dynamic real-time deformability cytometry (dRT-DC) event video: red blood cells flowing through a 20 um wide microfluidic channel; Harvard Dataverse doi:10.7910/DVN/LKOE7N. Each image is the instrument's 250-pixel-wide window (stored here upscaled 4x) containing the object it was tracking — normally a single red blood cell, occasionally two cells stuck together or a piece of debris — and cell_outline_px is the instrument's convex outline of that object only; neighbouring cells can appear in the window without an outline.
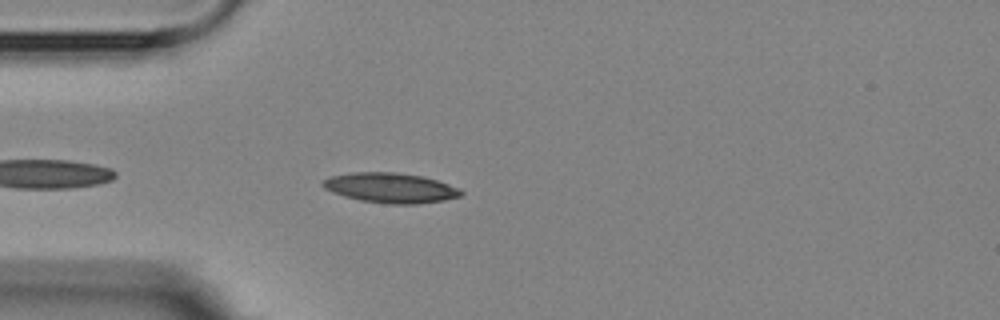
{"species": "Egyptian fruit bat (a non-hibernating species)", "species_latin": "Rousettus aegyptiacus", "temperature_condition": "room temperature", "stored_images_in_passage": 3, "camera_frame_rate_fps": 3000, "um_per_image_px": 0.085, "animal": {"sex": "female"}, "frame": {"image": 1, "passage_image": 3, "time_ms": 3.333, "image_size_px": [1000, 320], "cell_outline_px": [[464, 192], [460, 196], [444, 200], [416, 204], [384, 204], [360, 200], [344, 196], [332, 192], [324, 188], [320, 184], [324, 180], [332, 176], [352, 172], [396, 172], [420, 176], [436, 180], [460, 188]], "centroid_in_image_um": [33.19, 15.97], "position_along_channel_um": 51.8, "area_um2": 24.1}}